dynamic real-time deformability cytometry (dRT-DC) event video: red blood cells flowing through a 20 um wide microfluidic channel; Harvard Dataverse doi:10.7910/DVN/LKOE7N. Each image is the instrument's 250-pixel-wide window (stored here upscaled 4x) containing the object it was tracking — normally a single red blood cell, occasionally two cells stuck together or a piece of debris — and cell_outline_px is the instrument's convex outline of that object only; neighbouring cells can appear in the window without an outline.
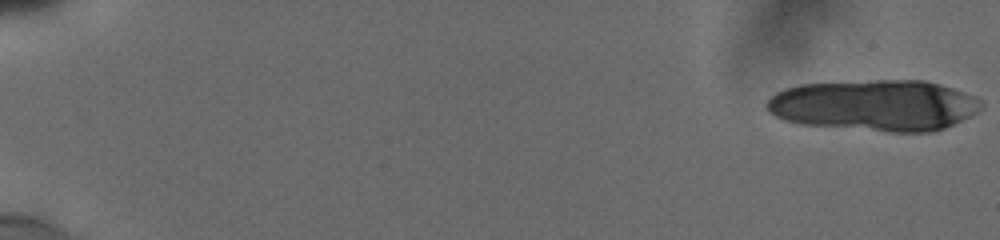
{"species": "human", "species_latin": "Homo sapiens", "temperature_condition": "cold", "stored_images_in_passage": 35, "camera_frame_rate_fps": 3000, "um_per_image_px": 0.085, "donor": {"sex": "male"}, "frame": {"image": 1, "passage_image": 1, "time_ms": 0.0, "image_size_px": [1000, 240], "cell_outline_px": [[984, 108], [944, 128], [932, 132], [888, 132], [796, 124], [784, 120], [768, 112], [764, 104], [776, 92], [784, 88], [800, 84], [876, 80], [924, 80], [940, 84], [976, 96], [984, 104]], "centroid_in_image_um": [74.32, 8.96], "position_along_channel_um": 10.7, "area_um2": 64.45}}